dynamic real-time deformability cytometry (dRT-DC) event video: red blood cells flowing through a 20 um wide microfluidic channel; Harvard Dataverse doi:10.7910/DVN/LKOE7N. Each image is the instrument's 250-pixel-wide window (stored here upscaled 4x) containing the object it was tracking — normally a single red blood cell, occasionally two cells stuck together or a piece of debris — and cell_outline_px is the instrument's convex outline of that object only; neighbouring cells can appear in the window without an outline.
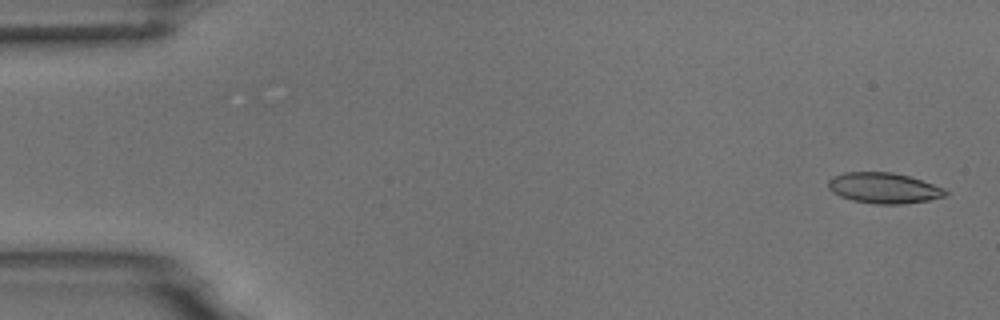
{"species": "common noctule bat (a hibernating species)", "species_latin": "Nyctalus noctula", "temperature_condition": "room temperature", "stored_images_in_passage": 8, "camera_frame_rate_fps": 3000, "um_per_image_px": 0.085, "animal": {"sex": "male", "body_mass_g": 18.8}, "frame": {"image": 1, "passage_image": 2, "time_ms": 0.333, "image_size_px": [1000, 320], "cell_outline_px": [[948, 192], [944, 196], [928, 200], [904, 204], [876, 204], [852, 200], [840, 196], [832, 192], [828, 188], [828, 180], [832, 176], [844, 172], [892, 172], [908, 176], [944, 188]], "centroid_in_image_um": [75.08, 15.98], "position_along_channel_um": 9.9, "area_um2": 20.87}}